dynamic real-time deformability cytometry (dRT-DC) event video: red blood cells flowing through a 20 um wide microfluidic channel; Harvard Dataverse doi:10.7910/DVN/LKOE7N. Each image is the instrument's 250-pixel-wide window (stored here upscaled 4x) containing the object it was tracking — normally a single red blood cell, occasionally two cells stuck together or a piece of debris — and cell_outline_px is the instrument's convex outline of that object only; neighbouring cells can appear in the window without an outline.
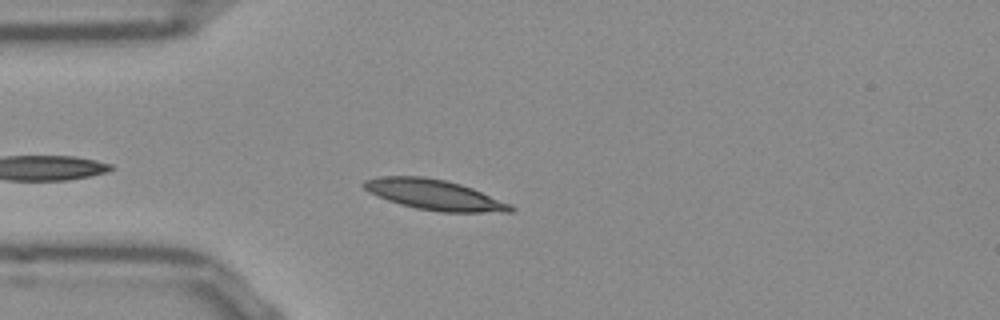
{"species": "Egyptian fruit bat (a non-hibernating species)", "species_latin": "Rousettus aegyptiacus", "temperature_condition": "room temperature", "stored_images_in_passage": 38, "camera_frame_rate_fps": 3000, "um_per_image_px": 0.085, "frame": {"image": 1, "passage_image": 2, "time_ms": 0.333, "image_size_px": [1000, 320], "cell_outline_px": [[516, 208], [512, 212], [440, 212], [416, 208], [400, 204], [376, 196], [368, 192], [360, 184], [364, 180], [380, 176], [424, 176], [444, 180], [460, 184], [472, 188], [512, 204]], "centroid_in_image_um": [36.91, 16.55], "position_along_channel_um": 48.1, "area_um2": 26.07}}
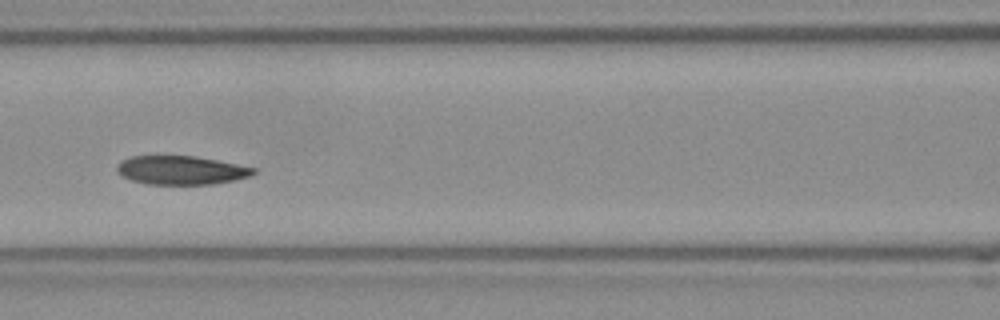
{"frame": {"image": 2, "passage_image": 11, "time_ms": 3.333, "image_size_px": [1000, 320], "cell_outline_px": [[256, 172], [252, 176], [236, 180], [216, 184], [148, 184], [132, 180], [116, 172], [116, 168], [120, 160], [132, 156], [196, 156], [256, 168]], "centroid_in_image_um": [15.41, 14.47], "position_along_channel_um": 151.2, "area_um2": 22.89}}
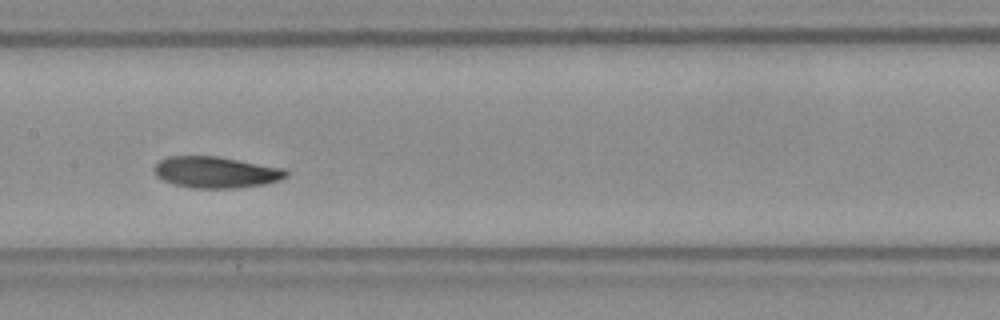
{"frame": {"image": 3, "passage_image": 14, "time_ms": 4.333, "image_size_px": [1000, 320], "cell_outline_px": [[288, 176], [280, 180], [264, 184], [240, 188], [192, 188], [176, 184], [164, 180], [156, 176], [152, 168], [160, 160], [168, 156], [216, 156], [284, 168], [288, 172]], "centroid_in_image_um": [18.36, 14.64], "position_along_channel_um": 189.0, "area_um2": 24.1}, "authors_computed_cell_mechanics": {"area_um2": 22.7154, "velocity_mm_per_s": 3.824, "shape_relaxation_time_tau1_ms": null, "shape_relaxation_time_tau2_ms": 3.0994, "deformation_change_tau1": null, "deformation_change_tau2": 0.0579}}